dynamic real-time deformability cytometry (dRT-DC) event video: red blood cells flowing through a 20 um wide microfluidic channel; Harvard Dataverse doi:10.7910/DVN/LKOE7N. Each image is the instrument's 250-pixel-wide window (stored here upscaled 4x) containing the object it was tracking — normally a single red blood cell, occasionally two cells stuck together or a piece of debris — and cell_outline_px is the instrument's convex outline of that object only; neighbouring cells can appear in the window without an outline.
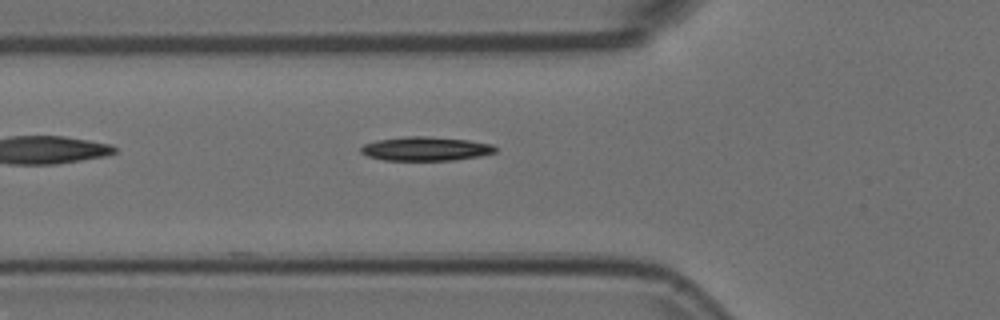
{"species": "Egyptian fruit bat (a non-hibernating species)", "species_latin": "Rousettus aegyptiacus", "temperature_condition": "room temperature", "stored_images_in_passage": 9, "camera_frame_rate_fps": 3000, "um_per_image_px": 0.085, "animal": {"sex": "female"}, "frame": {"image": 1, "passage_image": 3, "time_ms": 0.667, "image_size_px": [1000, 320], "cell_outline_px": [[496, 152], [480, 156], [456, 160], [384, 160], [368, 156], [360, 152], [360, 148], [364, 144], [376, 140], [404, 136], [428, 136], [468, 140], [492, 144], [496, 148]], "centroid_in_image_um": [36.17, 12.64], "position_along_channel_um": 89.6, "area_um2": 18.84}}
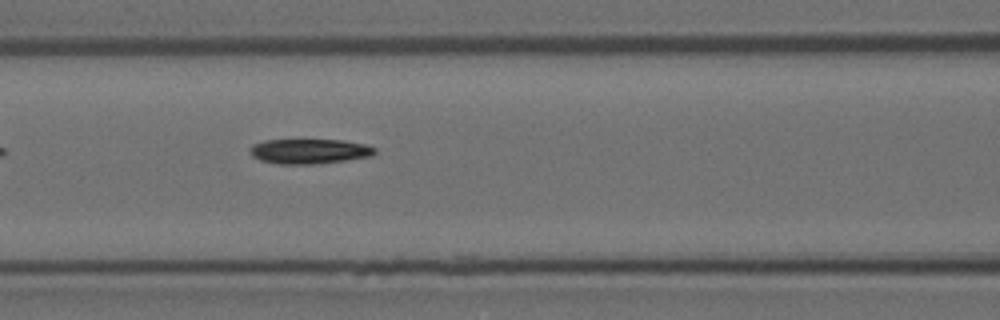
{"frame": {"image": 2, "passage_image": 7, "time_ms": 2.0, "image_size_px": [1000, 320], "cell_outline_px": [[376, 152], [372, 156], [316, 164], [276, 164], [260, 160], [252, 156], [248, 152], [252, 144], [264, 140], [344, 140], [368, 144], [376, 148]], "centroid_in_image_um": [26.29, 12.85], "position_along_channel_um": 140.3, "area_um2": 18.32}}